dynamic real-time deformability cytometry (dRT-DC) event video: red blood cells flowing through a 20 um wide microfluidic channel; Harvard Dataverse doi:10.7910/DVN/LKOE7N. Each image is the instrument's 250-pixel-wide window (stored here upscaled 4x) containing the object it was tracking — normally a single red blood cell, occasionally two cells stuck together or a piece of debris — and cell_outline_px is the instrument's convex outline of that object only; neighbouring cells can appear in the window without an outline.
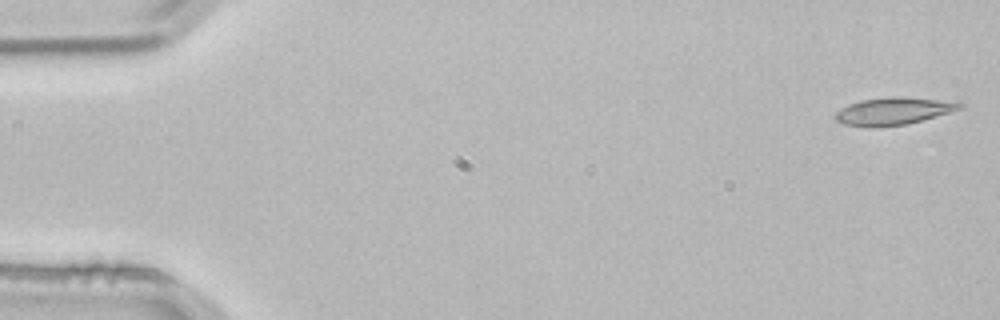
{"species": "common noctule bat (a hibernating species)", "species_latin": "Nyctalus noctula", "temperature_condition": "room temperature", "stored_images_in_passage": 4, "camera_frame_rate_fps": 3000, "um_per_image_px": 0.085, "animal": {"sex": "male", "body_mass_g": 21.5, "forearm_length_mm": 52.0}, "frame": {"image": 1, "passage_image": 1, "time_ms": 0.0, "image_size_px": [1000, 320], "cell_outline_px": [[964, 108], [908, 124], [872, 128], [868, 128], [844, 124], [836, 120], [832, 116], [840, 108], [848, 104], [860, 100], [892, 96], [904, 96], [960, 100], [964, 104]], "centroid_in_image_um": [76.0, 9.42], "position_along_channel_um": 9.0, "area_um2": 20.69}}
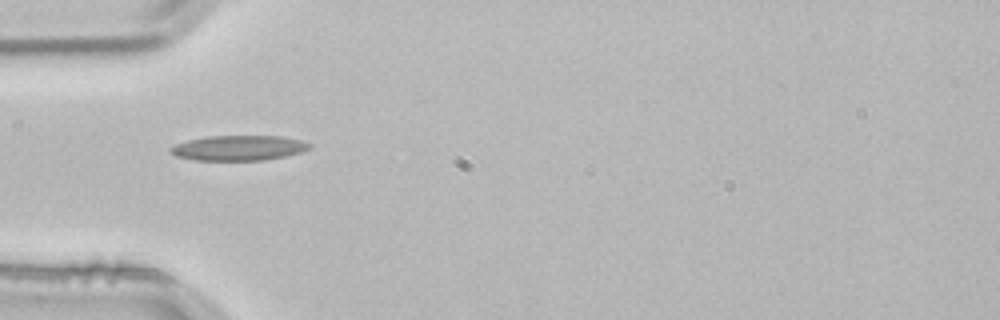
{"frame": {"image": 2, "passage_image": 4, "time_ms": 1.0, "image_size_px": [1000, 320], "cell_outline_px": [[312, 148], [300, 152], [284, 156], [264, 160], [192, 160], [176, 156], [168, 152], [168, 148], [176, 144], [188, 140], [208, 136], [280, 136], [300, 140], [312, 144]], "centroid_in_image_um": [20.25, 12.57], "position_along_channel_um": 64.7, "area_um2": 20.35}}